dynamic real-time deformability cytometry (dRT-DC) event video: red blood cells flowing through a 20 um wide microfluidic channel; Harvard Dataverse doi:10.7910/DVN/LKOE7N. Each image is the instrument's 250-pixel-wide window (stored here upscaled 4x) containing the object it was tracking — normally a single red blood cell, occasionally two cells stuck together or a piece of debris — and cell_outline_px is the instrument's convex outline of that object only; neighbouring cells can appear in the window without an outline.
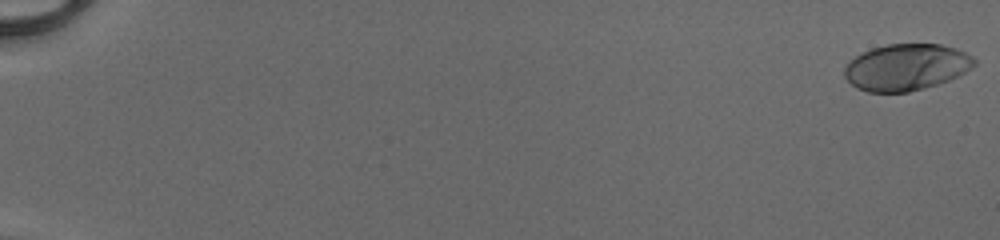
{"species": "human", "species_latin": "Homo sapiens", "temperature_condition": "cold", "stored_images_in_passage": 53, "camera_frame_rate_fps": 3000, "um_per_image_px": 0.085, "donor": {"sex": "male"}, "frame": {"image": 1, "passage_image": 1, "time_ms": 0.0, "image_size_px": [1000, 240], "cell_outline_px": [[976, 64], [972, 68], [948, 80], [924, 88], [908, 92], [868, 92], [856, 88], [844, 76], [844, 68], [856, 56], [872, 48], [888, 44], [940, 44], [956, 48], [972, 56], [976, 60]], "centroid_in_image_um": [77.04, 5.71], "position_along_channel_um": 8.0, "area_um2": 34.97}}
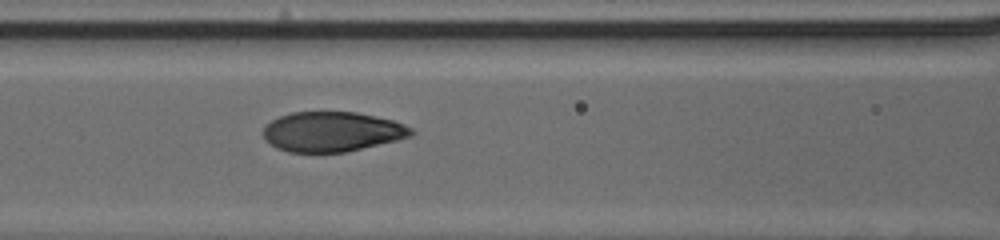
{"frame": {"image": 2, "passage_image": 26, "time_ms": 8.333, "image_size_px": [1000, 240], "cell_outline_px": [[416, 132], [412, 136], [396, 140], [344, 152], [288, 152], [276, 148], [264, 136], [264, 128], [272, 120], [280, 116], [292, 112], [356, 112], [376, 116], [392, 120], [404, 124], [412, 128]], "centroid_in_image_um": [28.25, 11.19], "position_along_channel_um": 138.3, "area_um2": 34.1}}
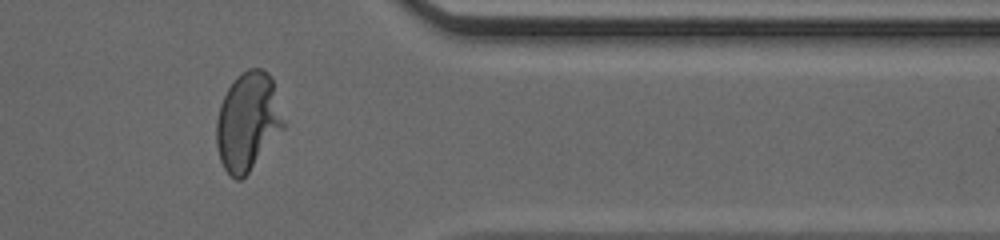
{"frame": {"image": 3, "passage_image": 45, "time_ms": 14.667, "image_size_px": [1000, 240], "cell_outline_px": [[284, 128], [248, 172], [240, 180], [236, 180], [224, 168], [220, 160], [216, 144], [216, 120], [220, 104], [228, 88], [236, 76], [248, 68], [260, 68], [268, 72], [272, 76], [284, 120]], "centroid_in_image_um": [21.06, 10.29], "position_along_channel_um": 390.3, "area_um2": 38.26}, "authors_computed_cell_mechanics": {"area_um2": 35.9516, "velocity_mm_per_s": 4.1255, "shape_relaxation_time_tau1_ms": 3.9513, "shape_relaxation_time_tau2_ms": null, "deformation_change_tau1": 0.2209, "deformation_change_tau2": null}}